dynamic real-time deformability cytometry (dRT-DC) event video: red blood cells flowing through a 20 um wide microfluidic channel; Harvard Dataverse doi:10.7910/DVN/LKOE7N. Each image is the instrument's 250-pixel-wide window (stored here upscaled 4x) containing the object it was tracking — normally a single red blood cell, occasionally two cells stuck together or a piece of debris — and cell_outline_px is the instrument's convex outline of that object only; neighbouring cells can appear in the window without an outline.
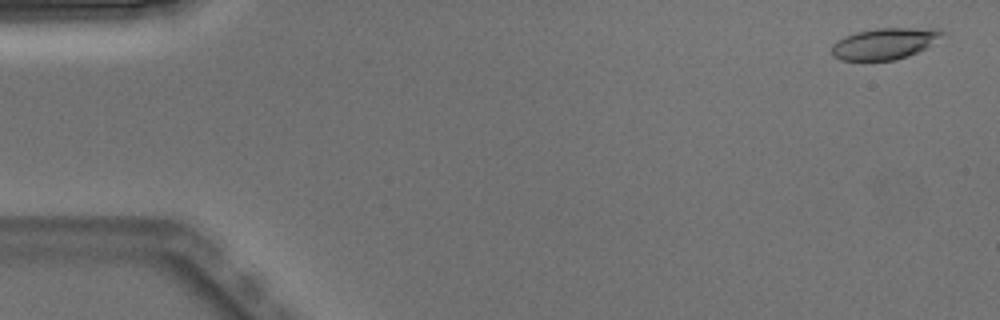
{"species": "Egyptian fruit bat (a non-hibernating species)", "species_latin": "Rousettus aegyptiacus", "temperature_condition": "warm", "stored_images_in_passage": 4, "camera_frame_rate_fps": 3000, "um_per_image_px": 0.085, "animal": {"sex": "male"}, "frame": {"image": 1, "passage_image": 1, "time_ms": 0.0, "image_size_px": [1000, 320], "cell_outline_px": [[948, 32], [928, 48], [908, 56], [896, 60], [840, 60], [832, 56], [832, 44], [836, 40], [844, 36], [856, 32], [876, 28], [936, 28]], "centroid_in_image_um": [75.23, 3.7], "position_along_channel_um": 9.8, "area_um2": 20.52}}
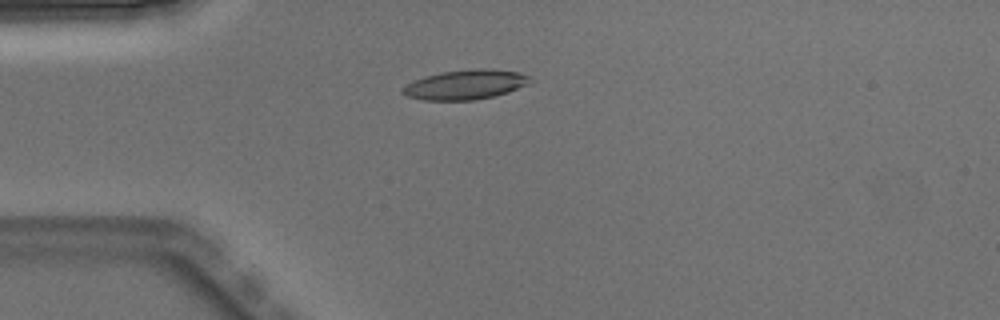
{"frame": {"image": 2, "passage_image": 4, "time_ms": 1.0, "image_size_px": [1000, 320], "cell_outline_px": [[528, 84], [508, 92], [492, 96], [472, 100], [424, 100], [408, 96], [400, 92], [408, 84], [424, 76], [440, 72], [476, 68], [484, 68], [520, 72], [528, 76]], "centroid_in_image_um": [39.55, 7.18], "position_along_channel_um": 45.4, "area_um2": 21.68}}